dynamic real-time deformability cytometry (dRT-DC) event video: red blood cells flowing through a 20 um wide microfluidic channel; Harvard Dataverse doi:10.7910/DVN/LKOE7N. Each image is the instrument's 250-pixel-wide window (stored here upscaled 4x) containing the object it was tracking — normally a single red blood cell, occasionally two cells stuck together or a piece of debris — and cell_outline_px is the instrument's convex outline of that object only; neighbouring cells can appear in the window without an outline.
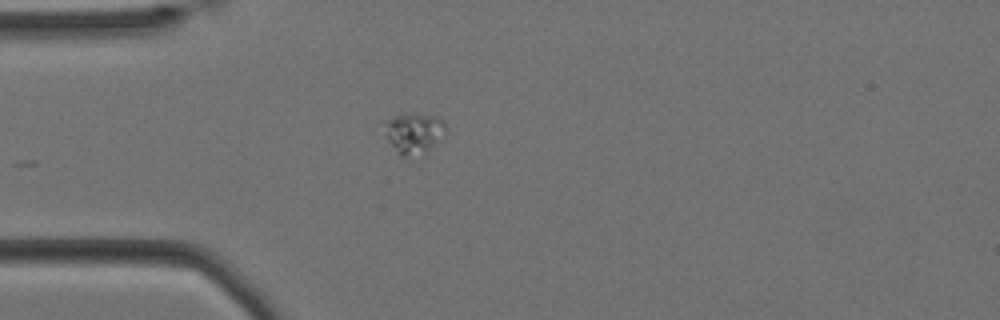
{"species": "Egyptian fruit bat (a non-hibernating species)", "species_latin": "Rousettus aegyptiacus", "temperature_condition": "cold", "stored_images_in_passage": 13, "camera_frame_rate_fps": 3000, "um_per_image_px": 0.085, "animal": {"sex": "female"}, "frame": {"image": 1, "passage_image": 1, "time_ms": 0.0, "image_size_px": [1000, 320], "cell_outline_px": [[444, 132], [424, 156], [400, 156], [396, 152], [388, 140], [380, 120], [396, 116], [436, 116], [444, 124]], "centroid_in_image_um": [35.09, 11.37], "position_along_channel_um": 49.9, "area_um2": 14.16}}
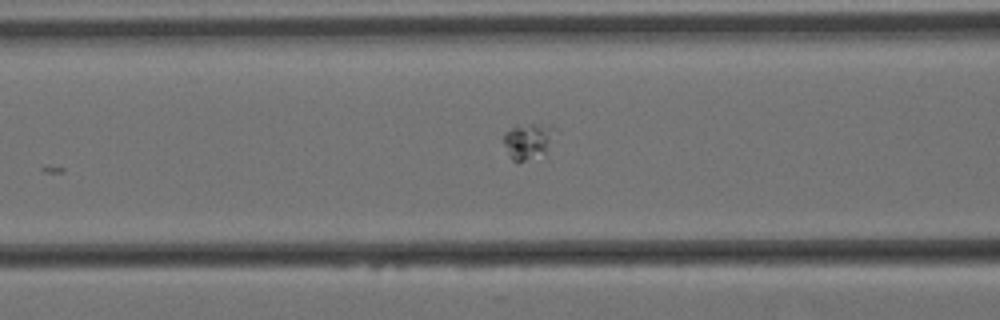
{"frame": {"image": 2, "passage_image": 8, "time_ms": 2.333, "image_size_px": [1000, 320], "cell_outline_px": [[556, 128], [544, 152], [516, 164], [508, 156], [504, 144], [504, 132], [516, 124], [548, 124]], "centroid_in_image_um": [44.81, 11.96], "position_along_channel_um": 121.8, "area_um2": 10.64}}
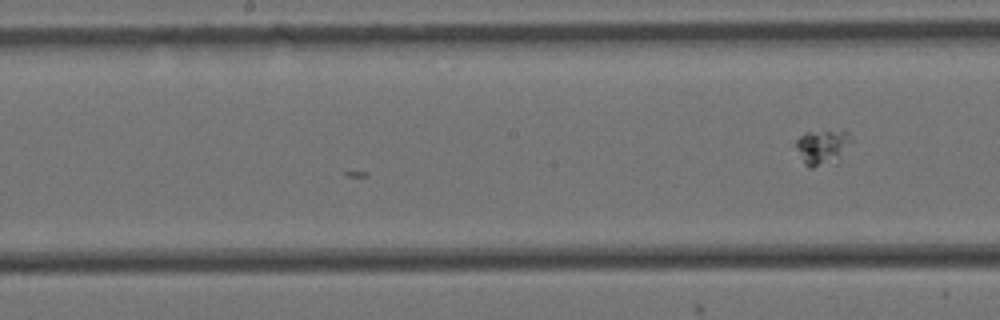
{"frame": {"image": 3, "passage_image": 13, "time_ms": 4.0, "image_size_px": [1000, 320], "cell_outline_px": [[852, 140], [840, 160], [836, 164], [812, 168], [808, 168], [804, 164], [796, 148], [796, 140], [804, 132], [844, 128], [852, 136]], "centroid_in_image_um": [69.95, 12.49], "position_along_channel_um": 178.2, "area_um2": 12.08}}